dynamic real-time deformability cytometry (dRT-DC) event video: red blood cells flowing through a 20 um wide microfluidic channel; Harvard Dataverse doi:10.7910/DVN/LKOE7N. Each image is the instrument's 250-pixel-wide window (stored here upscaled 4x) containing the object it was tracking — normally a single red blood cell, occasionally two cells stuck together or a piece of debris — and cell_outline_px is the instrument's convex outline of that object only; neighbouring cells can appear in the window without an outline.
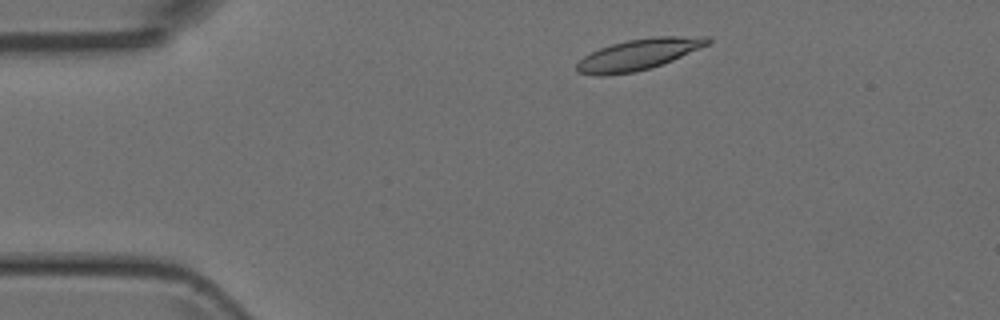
{"species": "Egyptian fruit bat (a non-hibernating species)", "species_latin": "Rousettus aegyptiacus", "temperature_condition": "room temperature", "stored_images_in_passage": 5, "camera_frame_rate_fps": 3000, "um_per_image_px": 0.085, "animal": {"sex": "female"}, "frame": {"image": 1, "passage_image": 2, "time_ms": 1.0, "image_size_px": [1000, 320], "cell_outline_px": [[712, 40], [708, 44], [700, 48], [672, 60], [636, 72], [604, 76], [600, 76], [576, 72], [576, 64], [584, 56], [600, 48], [612, 44], [628, 40], [652, 36], [708, 36]], "centroid_in_image_um": [54.26, 4.62], "position_along_channel_um": 30.7, "area_um2": 23.52}}
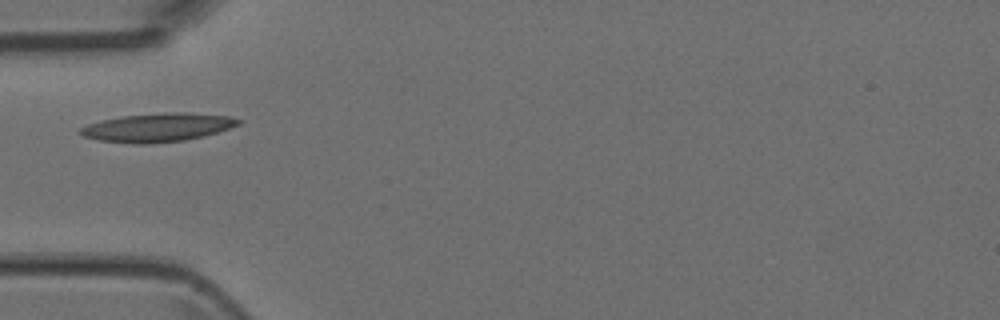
{"frame": {"image": 2, "passage_image": 4, "time_ms": 3.333, "image_size_px": [1000, 320], "cell_outline_px": [[244, 120], [240, 124], [204, 136], [184, 140], [144, 144], [136, 144], [100, 140], [84, 136], [76, 132], [80, 128], [88, 124], [100, 120], [124, 116], [172, 112], [188, 112], [232, 116]], "centroid_in_image_um": [13.42, 10.83], "position_along_channel_um": 71.6, "area_um2": 26.24}}
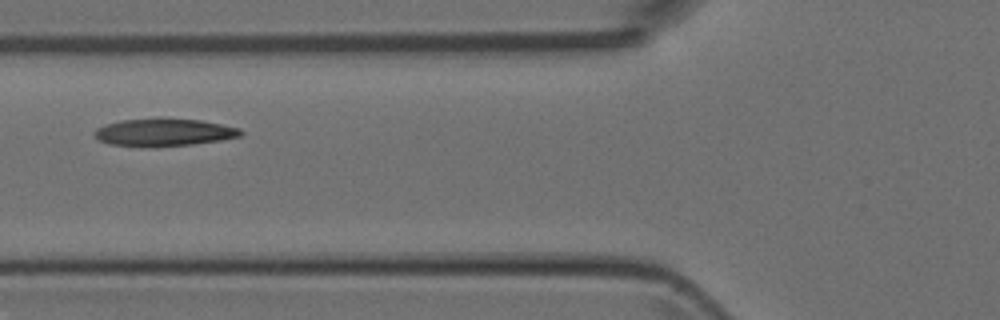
{"frame": {"image": 3, "passage_image": 5, "time_ms": 4.333, "image_size_px": [1000, 320], "cell_outline_px": [[244, 132], [240, 136], [220, 140], [192, 144], [108, 144], [100, 140], [92, 132], [96, 128], [120, 120], [160, 116], [164, 116], [200, 120], [240, 128]], "centroid_in_image_um": [13.97, 11.17], "position_along_channel_um": 111.8, "area_um2": 23.0}}